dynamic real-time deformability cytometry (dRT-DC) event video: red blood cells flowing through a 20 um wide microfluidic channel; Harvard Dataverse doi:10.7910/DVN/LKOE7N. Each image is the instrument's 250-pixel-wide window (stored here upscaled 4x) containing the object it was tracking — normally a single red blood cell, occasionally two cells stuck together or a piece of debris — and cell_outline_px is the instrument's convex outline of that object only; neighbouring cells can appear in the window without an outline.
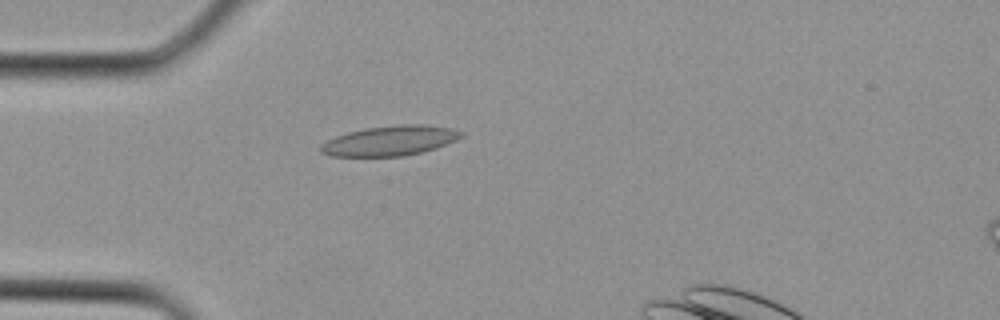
{"species": "Egyptian fruit bat (a non-hibernating species)", "species_latin": "Rousettus aegyptiacus", "temperature_condition": "cold", "stored_images_in_passage": 5, "camera_frame_rate_fps": 3000, "um_per_image_px": 0.085, "animal": {"sex": "female"}, "frame": {"image": 1, "passage_image": 5, "time_ms": 1.333, "image_size_px": [1000, 320], "cell_outline_px": [[464, 136], [456, 140], [436, 148], [424, 152], [404, 156], [332, 156], [320, 152], [320, 144], [336, 136], [348, 132], [364, 128], [400, 124], [420, 124], [452, 128], [464, 132]], "centroid_in_image_um": [33.17, 11.96], "position_along_channel_um": 51.8, "area_um2": 24.62}}